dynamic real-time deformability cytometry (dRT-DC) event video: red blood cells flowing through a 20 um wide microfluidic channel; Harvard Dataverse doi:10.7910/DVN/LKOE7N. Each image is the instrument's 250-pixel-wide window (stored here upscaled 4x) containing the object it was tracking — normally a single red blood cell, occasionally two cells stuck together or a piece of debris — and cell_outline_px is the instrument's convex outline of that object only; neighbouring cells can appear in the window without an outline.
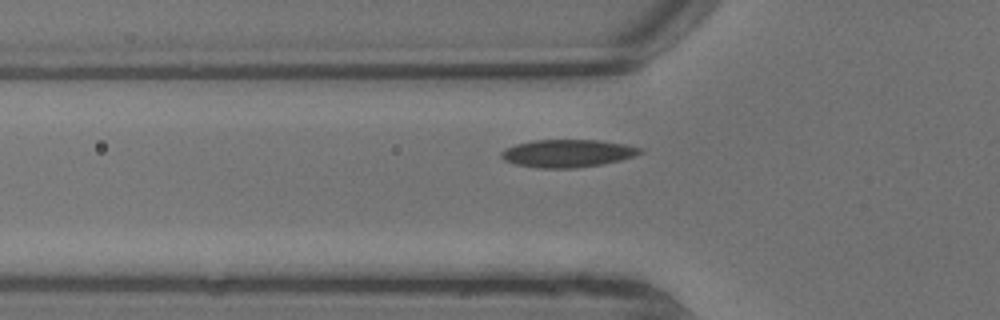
{"species": "common noctule bat (a hibernating species)", "species_latin": "Nyctalus noctula", "temperature_condition": "warm", "stored_images_in_passage": 3, "camera_frame_rate_fps": 3000, "um_per_image_px": 0.085, "animal": {"sex": "male", "body_mass_g": 13.3}, "frame": {"image": 1, "passage_image": 3, "time_ms": 0.667, "image_size_px": [1000, 320], "cell_outline_px": [[644, 152], [620, 160], [604, 164], [576, 168], [536, 168], [516, 164], [504, 160], [500, 156], [500, 152], [504, 148], [516, 144], [532, 140], [600, 140], [624, 144], [644, 148]], "centroid_in_image_um": [48.23, 13.03], "position_along_channel_um": 77.6, "area_um2": 22.6}}